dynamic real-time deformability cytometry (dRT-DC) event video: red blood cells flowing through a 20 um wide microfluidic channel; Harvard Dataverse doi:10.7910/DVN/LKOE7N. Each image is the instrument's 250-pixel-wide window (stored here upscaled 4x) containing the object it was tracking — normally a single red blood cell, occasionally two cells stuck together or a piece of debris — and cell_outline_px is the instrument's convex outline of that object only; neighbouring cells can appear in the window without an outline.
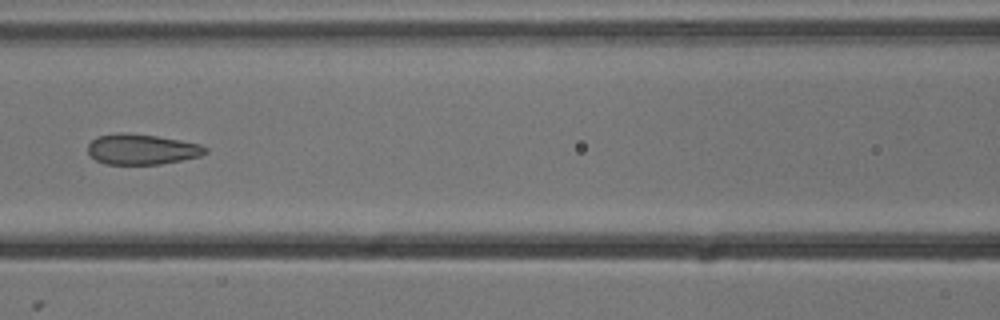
{"species": "common noctule bat (a hibernating species)", "species_latin": "Nyctalus noctula", "temperature_condition": "cold", "stored_images_in_passage": 6, "camera_frame_rate_fps": 3000, "um_per_image_px": 0.085, "animal": {"sex": "male", "body_mass_g": 13.3}, "frame": {"image": 1, "passage_image": 6, "time_ms": 1.667, "image_size_px": [1000, 320], "cell_outline_px": [[208, 152], [200, 156], [160, 164], [104, 164], [96, 160], [88, 152], [88, 144], [96, 136], [120, 132], [124, 132], [156, 136], [180, 140], [200, 144], [208, 148]], "centroid_in_image_um": [12.04, 12.68], "position_along_channel_um": 154.6, "area_um2": 20.87}}